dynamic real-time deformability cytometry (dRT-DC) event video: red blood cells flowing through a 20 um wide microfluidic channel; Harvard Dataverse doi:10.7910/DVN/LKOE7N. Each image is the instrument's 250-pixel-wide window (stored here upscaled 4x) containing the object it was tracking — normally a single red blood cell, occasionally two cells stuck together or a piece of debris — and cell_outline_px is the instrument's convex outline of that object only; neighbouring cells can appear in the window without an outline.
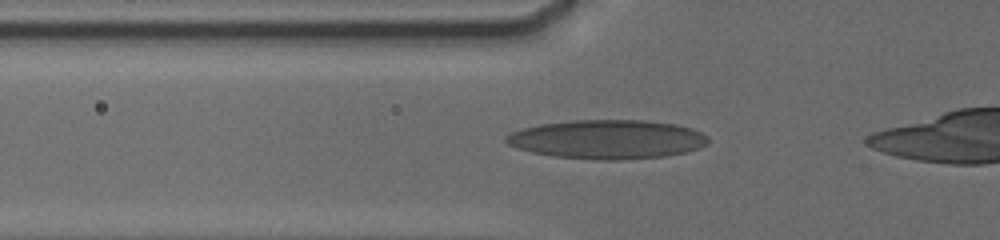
{"species": "human", "species_latin": "Homo sapiens", "temperature_condition": "cold", "stored_images_in_passage": 8, "camera_frame_rate_fps": 3000, "um_per_image_px": 0.085, "donor": {"sex": "male"}, "frame": {"image": 1, "passage_image": 3, "time_ms": 1.0, "image_size_px": [1000, 240], "cell_outline_px": [[708, 144], [700, 148], [684, 152], [664, 156], [620, 160], [600, 160], [556, 156], [532, 152], [516, 148], [508, 144], [504, 140], [504, 136], [512, 132], [524, 128], [540, 124], [572, 120], [644, 120], [676, 124], [692, 128], [708, 136]], "centroid_in_image_um": [51.63, 11.84], "position_along_channel_um": 74.2, "area_um2": 45.95}}
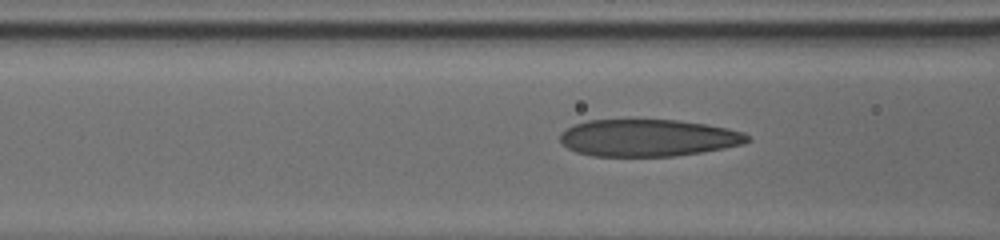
{"frame": {"image": 2, "passage_image": 6, "time_ms": 2.0, "image_size_px": [1000, 240], "cell_outline_px": [[748, 140], [740, 144], [700, 152], [672, 156], [592, 156], [576, 152], [568, 148], [560, 140], [560, 132], [576, 124], [588, 120], [680, 120], [728, 128], [744, 132], [748, 136]], "centroid_in_image_um": [55.04, 11.71], "position_along_channel_um": 111.6, "area_um2": 40.06}}
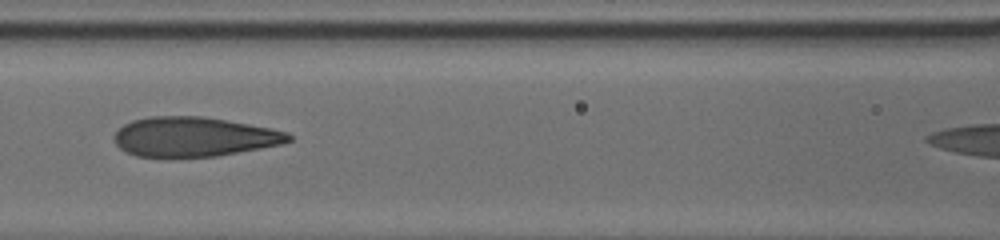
{"frame": {"image": 3, "passage_image": 8, "time_ms": 3.0, "image_size_px": [1000, 240], "cell_outline_px": [[292, 140], [284, 144], [216, 156], [136, 156], [120, 148], [116, 144], [112, 136], [124, 124], [132, 120], [148, 116], [204, 116], [272, 128], [288, 132], [292, 136]], "centroid_in_image_um": [16.51, 11.61], "position_along_channel_um": 150.1, "area_um2": 40.17}}